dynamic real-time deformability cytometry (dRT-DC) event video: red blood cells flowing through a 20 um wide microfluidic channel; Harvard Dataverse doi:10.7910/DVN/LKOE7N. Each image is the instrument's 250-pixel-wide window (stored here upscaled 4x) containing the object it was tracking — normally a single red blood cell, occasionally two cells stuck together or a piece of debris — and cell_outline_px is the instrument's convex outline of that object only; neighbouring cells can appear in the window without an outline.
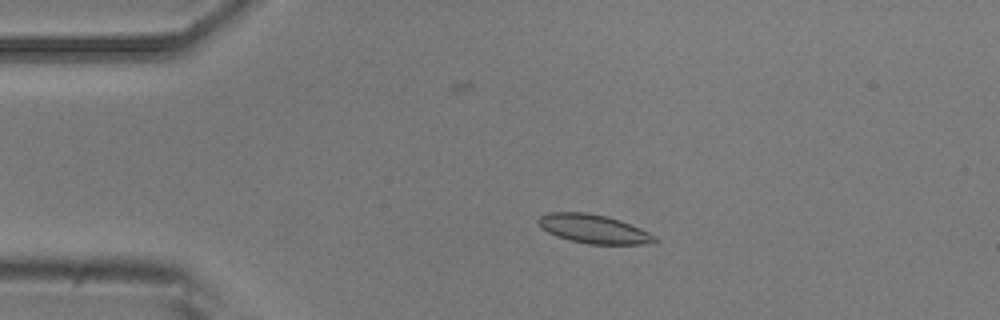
{"species": "common noctule bat (a hibernating species)", "species_latin": "Nyctalus noctula", "temperature_condition": "room temperature", "stored_images_in_passage": 56, "camera_frame_rate_fps": 3000, "um_per_image_px": 0.085, "animal": {"sex": "male", "body_mass_g": 20.5, "forearm_length_mm": 52.5}, "frame": {"image": 1, "passage_image": 12, "time_ms": 3.667, "image_size_px": [1000, 320], "cell_outline_px": [[660, 240], [644, 244], [588, 244], [556, 236], [540, 228], [536, 220], [540, 216], [548, 212], [588, 212], [608, 216], [620, 220], [640, 228], [656, 236]], "centroid_in_image_um": [50.44, 19.44], "position_along_channel_um": 34.6, "area_um2": 19.65}}
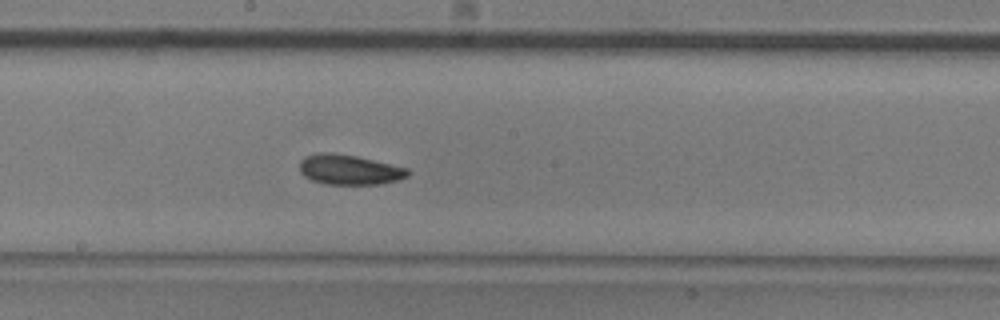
{"frame": {"image": 2, "passage_image": 30, "time_ms": 9.667, "image_size_px": [1000, 320], "cell_outline_px": [[412, 172], [408, 176], [400, 180], [380, 184], [324, 184], [312, 180], [304, 176], [300, 172], [300, 160], [304, 156], [320, 152], [332, 152], [356, 156], [408, 168]], "centroid_in_image_um": [29.7, 14.42], "position_along_channel_um": 218.5, "area_um2": 19.13}}
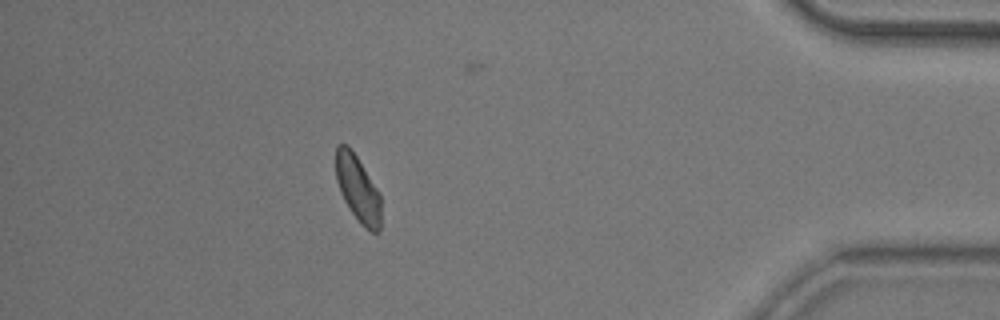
{"frame": {"image": 3, "passage_image": 49, "time_ms": 16.0, "image_size_px": [1000, 320], "cell_outline_px": [[380, 228], [376, 232], [372, 232], [364, 228], [352, 212], [344, 200], [340, 192], [336, 180], [336, 144], [348, 144], [380, 192]], "centroid_in_image_um": [30.41, 16.02], "position_along_channel_um": 404.8, "area_um2": 17.34}, "authors_computed_cell_mechanics": {"area_um2": 18.5827, "velocity_mm_per_s": 3.6984, "shape_relaxation_time_tau1_ms": 3.1462, "shape_relaxation_time_tau2_ms": 7.0063, "deformation_change_tau1": 0.0942, "deformation_change_tau2": 0.1072}}